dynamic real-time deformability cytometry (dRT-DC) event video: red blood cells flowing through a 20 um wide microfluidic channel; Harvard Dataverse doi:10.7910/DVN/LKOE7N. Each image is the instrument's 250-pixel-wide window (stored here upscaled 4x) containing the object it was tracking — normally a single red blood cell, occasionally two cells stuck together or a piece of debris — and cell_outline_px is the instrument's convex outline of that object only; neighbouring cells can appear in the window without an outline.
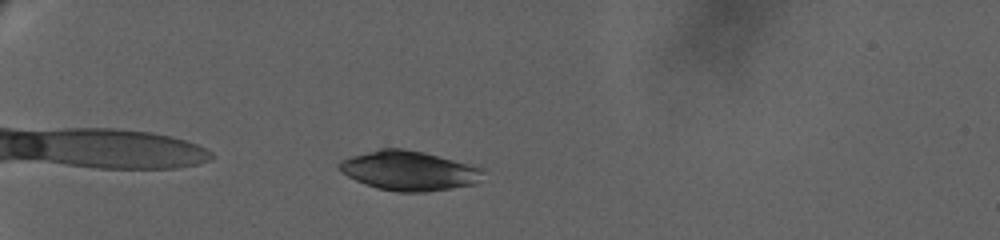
{"species": "human", "species_latin": "Homo sapiens", "temperature_condition": "warm", "stored_images_in_passage": 25, "camera_frame_rate_fps": 3000, "um_per_image_px": 0.085, "donor": {"sex": "female"}, "frame": {"image": 1, "passage_image": 1, "time_ms": 0.0, "image_size_px": [1000, 240], "cell_outline_px": [[484, 172], [480, 180], [476, 184], [452, 188], [424, 192], [396, 192], [376, 188], [356, 180], [340, 172], [336, 168], [336, 164], [340, 160], [352, 156], [380, 148], [404, 148], [424, 152], [480, 168]], "centroid_in_image_um": [34.7, 14.51], "position_along_channel_um": 50.3, "area_um2": 33.06}}
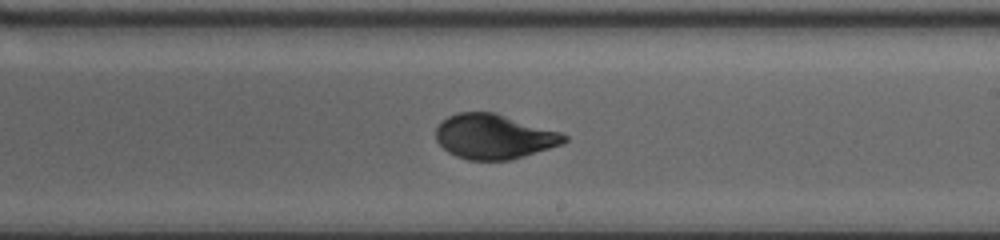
{"frame": {"image": 2, "passage_image": 13, "time_ms": 7.667, "image_size_px": [1000, 240], "cell_outline_px": [[568, 140], [560, 144], [548, 148], [508, 160], [468, 160], [456, 156], [448, 152], [436, 140], [436, 128], [448, 116], [456, 112], [496, 112], [560, 132], [568, 136]], "centroid_in_image_um": [41.96, 11.59], "position_along_channel_um": 247.0, "area_um2": 33.18}}
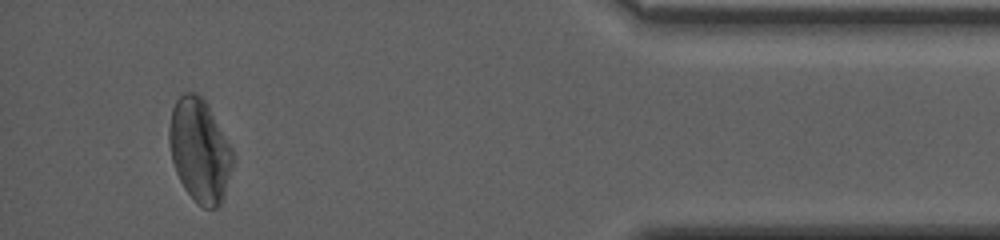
{"frame": {"image": 3, "passage_image": 23, "time_ms": 14.333, "image_size_px": [1000, 240], "cell_outline_px": [[232, 164], [224, 196], [220, 204], [216, 208], [204, 208], [196, 204], [192, 200], [184, 188], [176, 172], [172, 160], [168, 140], [168, 128], [172, 108], [176, 100], [184, 92], [196, 92], [204, 96], [232, 148]], "centroid_in_image_um": [16.95, 12.76], "position_along_channel_um": 418.3, "area_um2": 38.61}, "authors_computed_cell_mechanics": {"area_um2": 33.6974, "velocity_mm_per_s": 3.1784, "shape_relaxation_time_tau1_ms": 3.6093, "shape_relaxation_time_tau2_ms": 1.2983, "deformation_change_tau1": 0.1345, "deformation_change_tau2": 0.0253}}